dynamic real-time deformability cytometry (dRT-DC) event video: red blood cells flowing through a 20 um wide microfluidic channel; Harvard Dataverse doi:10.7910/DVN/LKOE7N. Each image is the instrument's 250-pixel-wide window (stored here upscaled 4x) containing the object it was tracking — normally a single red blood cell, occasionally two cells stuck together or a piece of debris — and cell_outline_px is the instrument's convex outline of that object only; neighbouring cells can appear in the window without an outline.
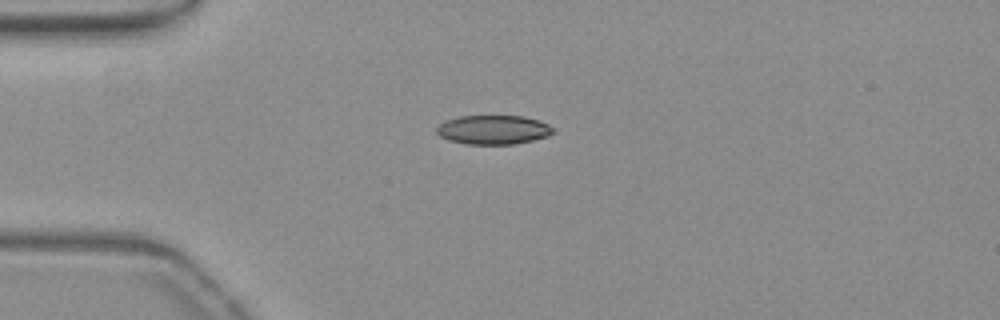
{"species": "common noctule bat (a hibernating species)", "species_latin": "Nyctalus noctula", "temperature_condition": "warm", "stored_images_in_passage": 32, "camera_frame_rate_fps": 3000, "um_per_image_px": 0.085, "animal": {"sex": "female", "body_mass_g": 19.3, "forearm_length_mm": 54.1}, "frame": {"image": 1, "passage_image": 1, "time_ms": 0.0, "image_size_px": [1000, 320], "cell_outline_px": [[556, 132], [548, 136], [516, 144], [464, 144], [448, 140], [440, 136], [436, 132], [436, 128], [440, 124], [448, 120], [460, 116], [524, 116], [540, 120], [556, 128]], "centroid_in_image_um": [41.98, 11.03], "position_along_channel_um": 43.0, "area_um2": 19.94}}
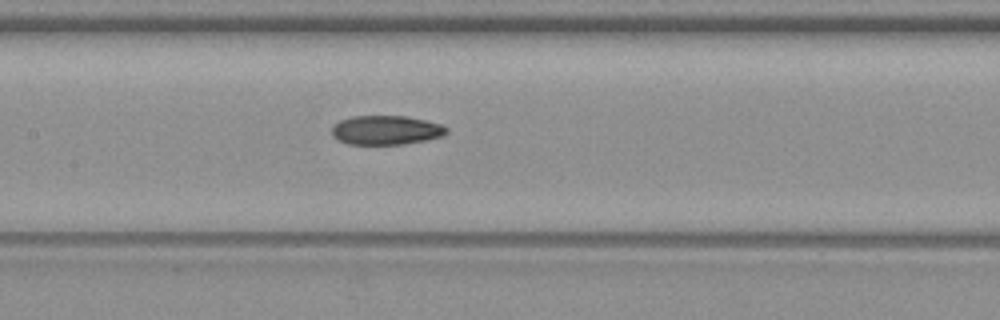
{"frame": {"image": 2, "passage_image": 13, "time_ms": 4.0, "image_size_px": [1000, 320], "cell_outline_px": [[448, 132], [444, 136], [428, 140], [404, 144], [348, 144], [332, 136], [332, 128], [340, 120], [352, 116], [404, 116], [424, 120], [440, 124], [448, 128]], "centroid_in_image_um": [32.84, 11.06], "position_along_channel_um": 174.6, "area_um2": 19.48}}
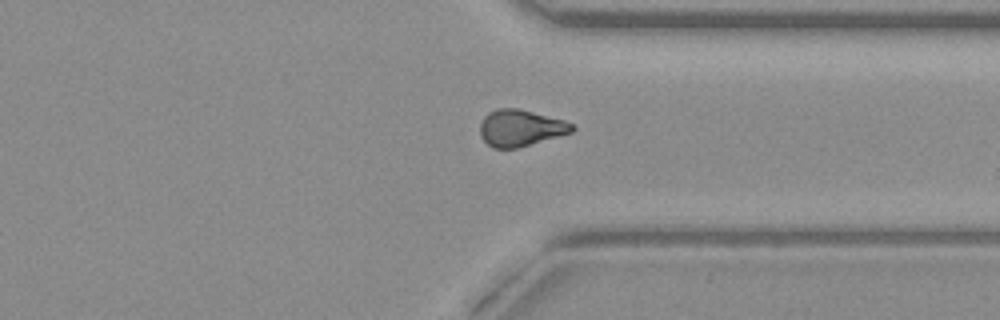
{"frame": {"image": 3, "passage_image": 28, "time_ms": 9.0, "image_size_px": [1000, 320], "cell_outline_px": [[576, 128], [572, 132], [516, 148], [492, 148], [480, 136], [480, 124], [484, 116], [488, 112], [496, 108], [516, 108], [564, 120], [572, 124]], "centroid_in_image_um": [44.21, 10.87], "position_along_channel_um": 367.2, "area_um2": 19.42}, "authors_computed_cell_mechanics": {"area_um2": 19.4786, "velocity_mm_per_s": 3.8619, "shape_relaxation_time_tau1_ms": null, "shape_relaxation_time_tau2_ms": 4.9156, "deformation_change_tau1": null, "deformation_change_tau2": 0.1016}}